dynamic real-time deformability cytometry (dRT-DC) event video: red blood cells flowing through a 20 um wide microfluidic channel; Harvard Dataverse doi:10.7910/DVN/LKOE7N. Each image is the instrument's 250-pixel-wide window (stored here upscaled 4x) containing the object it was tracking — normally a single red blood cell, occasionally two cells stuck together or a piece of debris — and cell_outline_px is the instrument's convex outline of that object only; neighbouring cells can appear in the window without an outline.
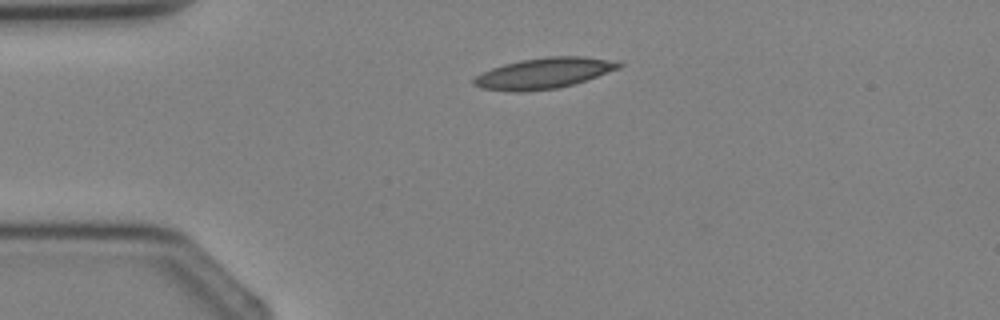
{"species": "Egyptian fruit bat (a non-hibernating species)", "species_latin": "Rousettus aegyptiacus", "temperature_condition": "cold", "stored_images_in_passage": 1, "camera_frame_rate_fps": 3000, "um_per_image_px": 0.085, "animal": {"sex": "female"}, "frame": {"image": 1, "passage_image": 1, "time_ms": 0.0, "image_size_px": [1000, 320], "cell_outline_px": [[624, 64], [620, 68], [572, 84], [556, 88], [520, 92], [516, 92], [480, 88], [472, 84], [472, 80], [476, 76], [492, 68], [504, 64], [520, 60], [548, 56], [584, 56], [620, 60]], "centroid_in_image_um": [46.25, 6.2], "position_along_channel_um": 38.7, "area_um2": 26.01}}